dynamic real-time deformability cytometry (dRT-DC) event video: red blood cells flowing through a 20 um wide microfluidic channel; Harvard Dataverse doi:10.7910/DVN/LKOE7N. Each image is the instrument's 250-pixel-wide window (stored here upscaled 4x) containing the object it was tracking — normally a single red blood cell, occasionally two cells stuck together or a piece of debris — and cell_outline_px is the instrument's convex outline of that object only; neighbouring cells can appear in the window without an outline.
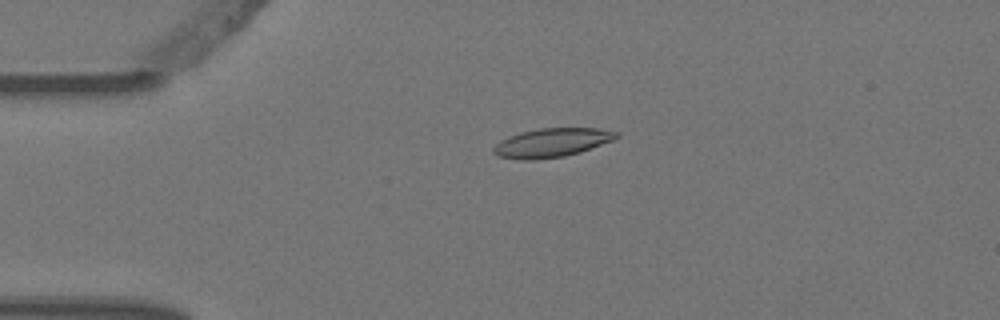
{"species": "Egyptian fruit bat (a non-hibernating species)", "species_latin": "Rousettus aegyptiacus", "temperature_condition": "warm", "stored_images_in_passage": 5, "camera_frame_rate_fps": 3000, "um_per_image_px": 0.085, "animal": {"sex": "female"}, "frame": {"image": 1, "passage_image": 4, "time_ms": 1.0, "image_size_px": [1000, 320], "cell_outline_px": [[620, 136], [616, 140], [580, 152], [564, 156], [532, 160], [520, 160], [500, 156], [492, 152], [492, 148], [500, 140], [508, 136], [520, 132], [540, 128], [600, 128], [620, 132]], "centroid_in_image_um": [46.95, 12.12], "position_along_channel_um": 38.1, "area_um2": 20.92}}